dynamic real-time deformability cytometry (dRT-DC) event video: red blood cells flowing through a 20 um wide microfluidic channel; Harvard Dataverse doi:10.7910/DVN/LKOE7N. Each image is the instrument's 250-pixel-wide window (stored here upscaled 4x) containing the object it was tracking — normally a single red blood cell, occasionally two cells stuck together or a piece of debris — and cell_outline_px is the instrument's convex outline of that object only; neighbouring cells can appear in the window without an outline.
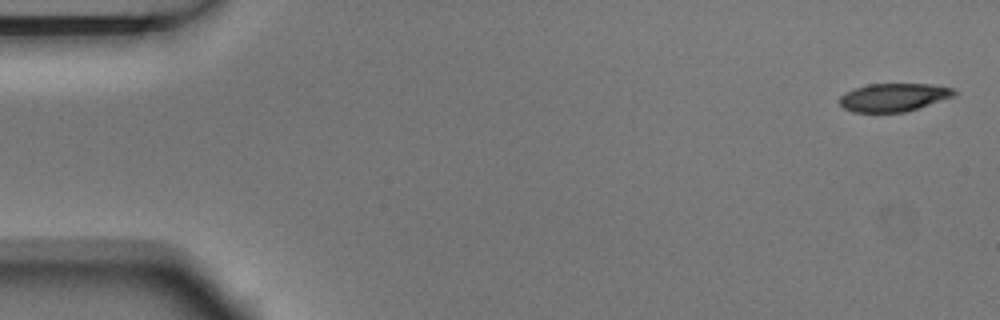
{"species": "Egyptian fruit bat (a non-hibernating species)", "species_latin": "Rousettus aegyptiacus", "temperature_condition": "room temperature", "stored_images_in_passage": 5, "camera_frame_rate_fps": 3000, "um_per_image_px": 0.085, "animal": {"sex": "male"}, "frame": {"image": 1, "passage_image": 1, "time_ms": 0.0, "image_size_px": [1000, 320], "cell_outline_px": [[956, 96], [904, 112], [852, 112], [844, 108], [836, 100], [844, 92], [852, 88], [868, 84], [928, 84], [952, 88], [956, 92]], "centroid_in_image_um": [75.9, 8.27], "position_along_channel_um": 9.1, "area_um2": 18.9}}
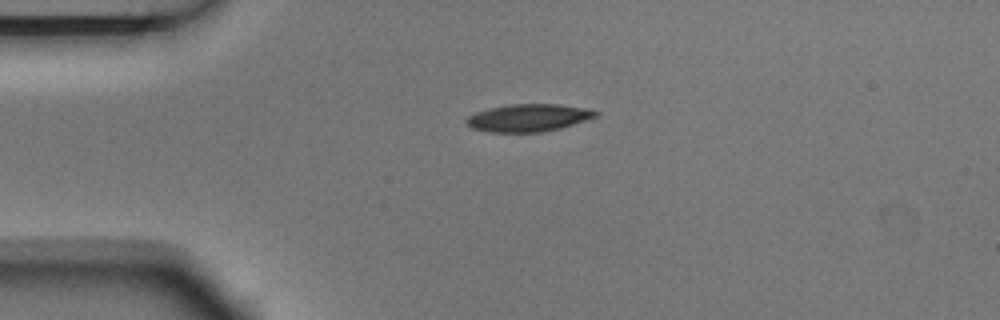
{"frame": {"image": 2, "passage_image": 4, "time_ms": 1.0, "image_size_px": [1000, 320], "cell_outline_px": [[600, 112], [596, 116], [560, 128], [540, 132], [492, 132], [472, 128], [464, 120], [468, 116], [476, 112], [488, 108], [512, 104], [560, 104], [588, 108]], "centroid_in_image_um": [44.91, 10.0], "position_along_channel_um": 40.1, "area_um2": 20.58}}